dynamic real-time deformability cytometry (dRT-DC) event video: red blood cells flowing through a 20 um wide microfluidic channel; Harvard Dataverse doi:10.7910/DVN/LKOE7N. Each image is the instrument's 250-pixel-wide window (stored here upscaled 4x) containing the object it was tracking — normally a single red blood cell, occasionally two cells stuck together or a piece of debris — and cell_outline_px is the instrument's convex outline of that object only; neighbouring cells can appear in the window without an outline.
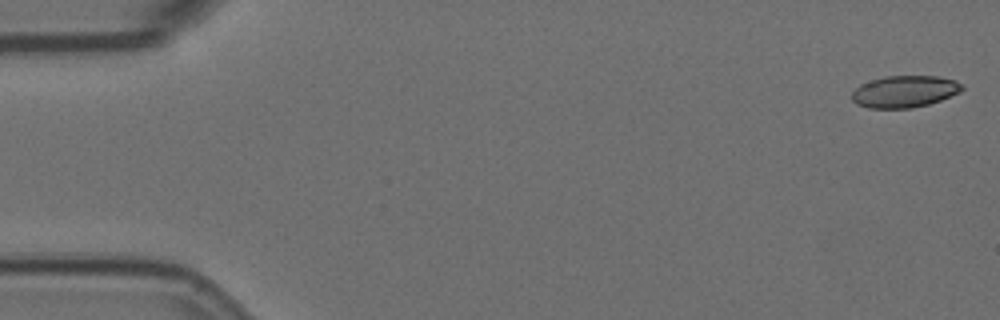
{"species": "Egyptian fruit bat (a non-hibernating species)", "species_latin": "Rousettus aegyptiacus", "temperature_condition": "room temperature", "stored_images_in_passage": 46, "camera_frame_rate_fps": 3000, "um_per_image_px": 0.085, "animal": {"sex": "female"}, "frame": {"image": 1, "passage_image": 1, "time_ms": 0.0, "image_size_px": [1000, 320], "cell_outline_px": [[964, 88], [960, 92], [940, 100], [928, 104], [912, 108], [868, 108], [856, 104], [852, 100], [852, 92], [860, 84], [884, 76], [940, 76], [956, 80], [964, 84]], "centroid_in_image_um": [76.91, 7.77], "position_along_channel_um": 8.1, "area_um2": 20.58}}
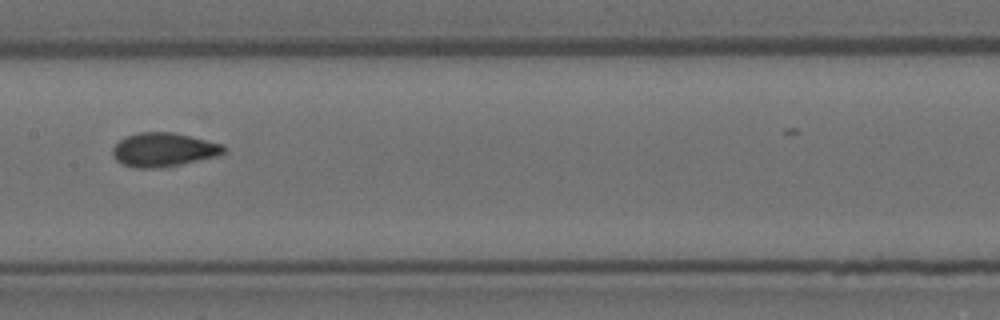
{"frame": {"image": 2, "passage_image": 28, "time_ms": 9.0, "image_size_px": [1000, 320], "cell_outline_px": [[228, 148], [220, 156], [160, 168], [136, 168], [124, 164], [116, 160], [112, 156], [112, 148], [120, 140], [128, 136], [140, 132], [172, 132], [224, 144]], "centroid_in_image_um": [13.94, 12.73], "position_along_channel_um": 193.5, "area_um2": 21.96}}
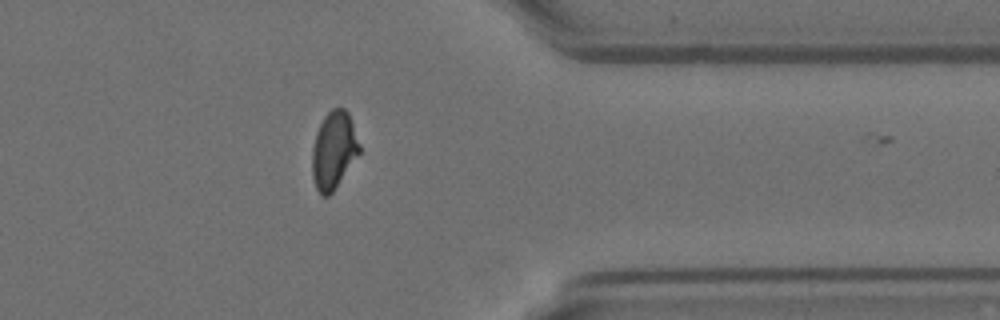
{"frame": {"image": 3, "passage_image": 45, "time_ms": 14.667, "image_size_px": [1000, 320], "cell_outline_px": [[360, 152], [332, 192], [328, 196], [320, 196], [316, 188], [312, 176], [312, 148], [316, 132], [324, 116], [332, 108], [344, 108], [348, 112], [360, 144]], "centroid_in_image_um": [28.35, 12.77], "position_along_channel_um": 383.1, "area_um2": 21.21}}